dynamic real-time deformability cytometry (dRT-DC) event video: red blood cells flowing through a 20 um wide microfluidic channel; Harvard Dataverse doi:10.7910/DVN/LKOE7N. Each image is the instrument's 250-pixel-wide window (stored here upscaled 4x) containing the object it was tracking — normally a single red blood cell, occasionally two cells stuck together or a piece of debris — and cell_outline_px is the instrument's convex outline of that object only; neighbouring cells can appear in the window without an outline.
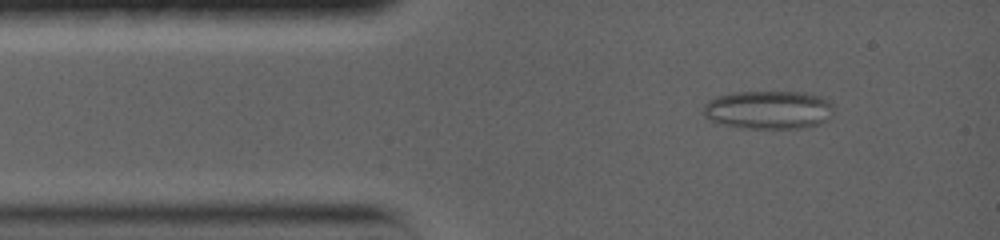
{"species": "common noctule bat (a hibernating species)", "species_latin": "Nyctalus noctula", "temperature_condition": "warm", "stored_images_in_passage": 27, "camera_frame_rate_fps": 5000, "um_per_image_px": 0.085, "animal": {"sex": "female", "body_mass_g": 19.0, "forearm_length_mm": 56.7}, "frame": {"image": 1, "passage_image": 3, "time_ms": 1.0, "image_size_px": [1000, 240], "cell_outline_px": [[832, 108], [828, 120], [820, 124], [804, 128], [744, 128], [724, 124], [712, 120], [704, 116], [704, 104], [708, 100], [716, 96], [732, 92], [804, 92], [820, 96], [828, 100], [832, 104]], "centroid_in_image_um": [65.33, 9.33], "position_along_channel_um": 19.7, "area_um2": 29.19}}
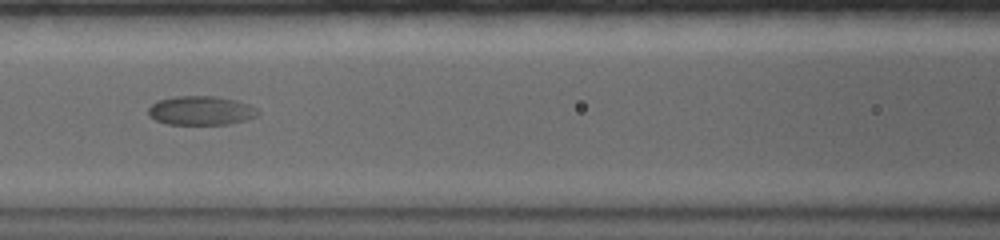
{"frame": {"image": 2, "passage_image": 13, "time_ms": 5.8, "image_size_px": [1000, 240], "cell_outline_px": [[260, 116], [232, 124], [168, 124], [156, 120], [148, 116], [148, 108], [152, 104], [160, 100], [176, 96], [220, 96], [236, 100], [248, 104], [256, 108], [260, 112]], "centroid_in_image_um": [17.13, 9.4], "position_along_channel_um": 149.5, "area_um2": 18.73}}
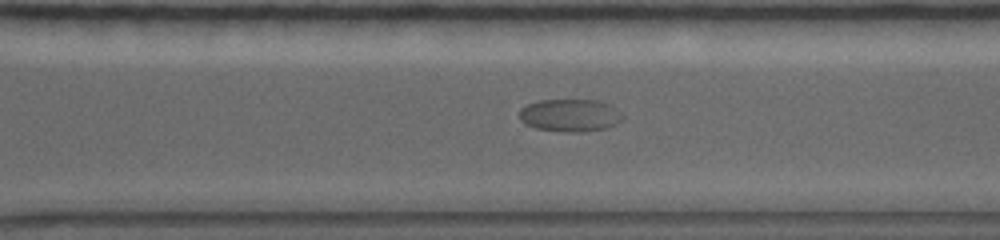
{"frame": {"image": 3, "passage_image": 24, "time_ms": 10.8, "image_size_px": [1000, 240], "cell_outline_px": [[624, 120], [616, 124], [604, 128], [576, 132], [568, 132], [536, 128], [524, 124], [520, 120], [520, 108], [528, 104], [540, 100], [600, 100], [616, 108], [624, 116]], "centroid_in_image_um": [48.46, 9.79], "position_along_channel_um": 322.1, "area_um2": 19.59}}